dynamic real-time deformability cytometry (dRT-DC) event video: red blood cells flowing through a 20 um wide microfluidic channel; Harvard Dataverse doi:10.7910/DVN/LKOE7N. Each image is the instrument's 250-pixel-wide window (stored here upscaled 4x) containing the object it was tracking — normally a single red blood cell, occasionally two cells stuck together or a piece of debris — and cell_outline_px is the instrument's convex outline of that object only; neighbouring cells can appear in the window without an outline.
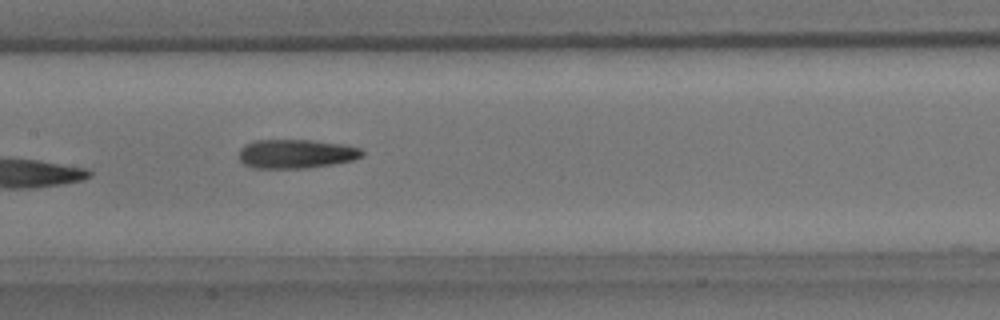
{"species": "common noctule bat (a hibernating species)", "species_latin": "Nyctalus noctula", "temperature_condition": "room temperature", "stored_images_in_passage": 7, "camera_frame_rate_fps": 3000, "um_per_image_px": 0.085, "animal": {"sex": "male", "body_mass_g": 15.6}, "frame": {"image": 1, "passage_image": 6, "time_ms": 7.0, "image_size_px": [1000, 320], "cell_outline_px": [[364, 156], [352, 160], [332, 164], [308, 168], [252, 168], [244, 164], [240, 160], [240, 148], [244, 144], [256, 140], [312, 140], [344, 144], [360, 148], [364, 152]], "centroid_in_image_um": [25.17, 13.07], "position_along_channel_um": 182.2, "area_um2": 20.92}}